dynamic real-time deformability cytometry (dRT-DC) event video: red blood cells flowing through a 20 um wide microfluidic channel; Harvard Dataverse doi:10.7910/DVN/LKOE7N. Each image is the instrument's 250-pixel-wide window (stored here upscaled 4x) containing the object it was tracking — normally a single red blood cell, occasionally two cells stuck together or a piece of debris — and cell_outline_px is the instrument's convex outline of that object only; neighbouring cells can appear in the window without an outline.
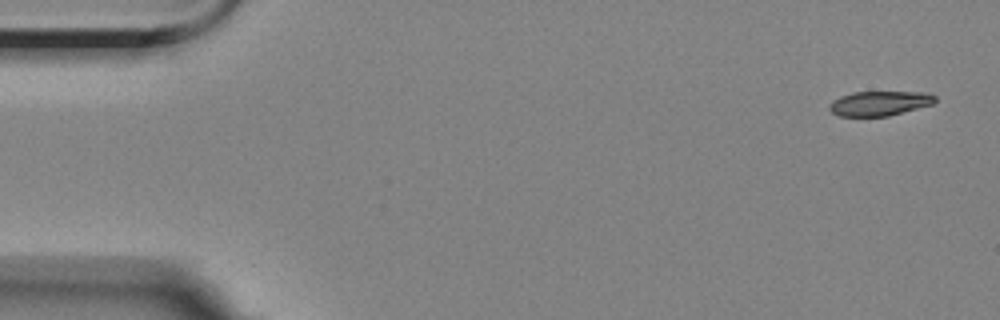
{"species": "Egyptian fruit bat (a non-hibernating species)", "species_latin": "Rousettus aegyptiacus", "temperature_condition": "room temperature", "stored_images_in_passage": 11, "camera_frame_rate_fps": 3000, "um_per_image_px": 0.085, "animal": {"sex": "female"}, "frame": {"image": 1, "passage_image": 1, "time_ms": 0.0, "image_size_px": [1000, 320], "cell_outline_px": [[936, 100], [932, 104], [888, 116], [840, 116], [832, 112], [828, 108], [828, 104], [832, 100], [840, 96], [852, 92], [924, 92], [936, 96]], "centroid_in_image_um": [74.72, 8.78], "position_along_channel_um": 10.3, "area_um2": 15.14}}
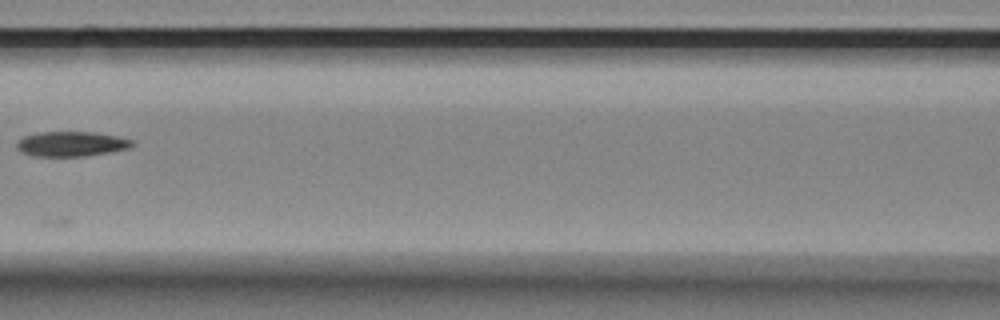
{"frame": {"image": 2, "passage_image": 7, "time_ms": 7.667, "image_size_px": [1000, 320], "cell_outline_px": [[136, 144], [128, 148], [112, 152], [84, 156], [32, 156], [20, 152], [16, 148], [16, 144], [24, 136], [36, 132], [92, 132], [116, 136], [132, 140]], "centroid_in_image_um": [6.04, 12.24], "position_along_channel_um": 160.6, "area_um2": 16.82}}
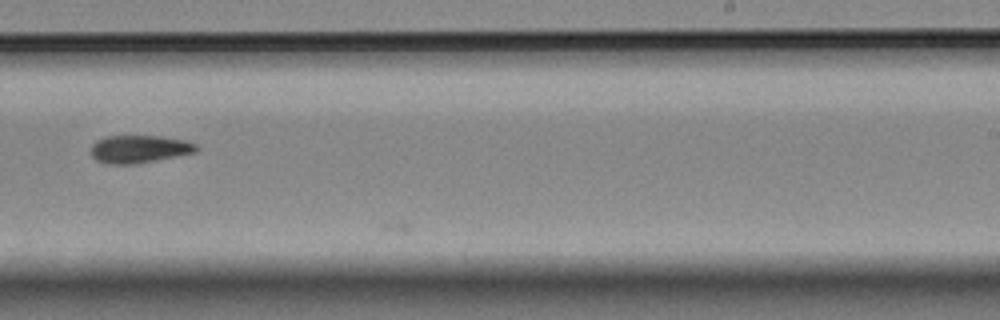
{"frame": {"image": 3, "passage_image": 10, "time_ms": 11.0, "image_size_px": [1000, 320], "cell_outline_px": [[200, 148], [196, 152], [136, 164], [108, 164], [96, 160], [92, 156], [92, 144], [96, 140], [104, 136], [160, 136], [184, 140], [196, 144]], "centroid_in_image_um": [11.83, 12.67], "position_along_channel_um": 277.2, "area_um2": 17.05}}